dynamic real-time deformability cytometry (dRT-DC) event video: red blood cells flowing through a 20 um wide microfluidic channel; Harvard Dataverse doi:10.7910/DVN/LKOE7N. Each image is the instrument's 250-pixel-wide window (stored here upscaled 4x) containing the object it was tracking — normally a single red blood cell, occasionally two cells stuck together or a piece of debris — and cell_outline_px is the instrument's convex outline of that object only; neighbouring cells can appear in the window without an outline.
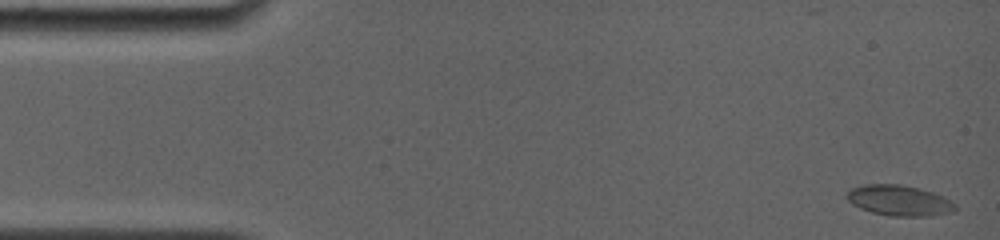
{"species": "common noctule bat (a hibernating species)", "species_latin": "Nyctalus noctula", "temperature_condition": "room temperature", "stored_images_in_passage": 16, "camera_frame_rate_fps": 4000, "um_per_image_px": 0.085, "animal": {"sex": "female", "body_mass_g": 19.0, "forearm_length_mm": 56.7}, "frame": {"image": 1, "passage_image": 1, "time_ms": 0.0, "image_size_px": [1000, 240], "cell_outline_px": [[956, 208], [952, 212], [932, 216], [892, 216], [872, 212], [860, 208], [852, 204], [844, 196], [848, 188], [864, 184], [900, 184], [920, 188], [944, 196], [956, 204]], "centroid_in_image_um": [76.4, 17.03], "position_along_channel_um": 8.6, "area_um2": 19.59}}
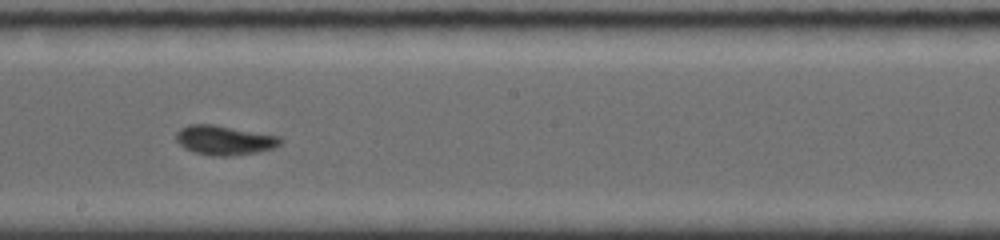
{"frame": {"image": 2, "passage_image": 10, "time_ms": 9.0, "image_size_px": [1000, 240], "cell_outline_px": [[284, 140], [280, 144], [272, 148], [256, 152], [228, 156], [216, 156], [196, 152], [184, 148], [176, 140], [176, 132], [180, 128], [188, 124], [212, 124], [280, 136]], "centroid_in_image_um": [19.06, 11.9], "position_along_channel_um": 229.1, "area_um2": 17.74}}
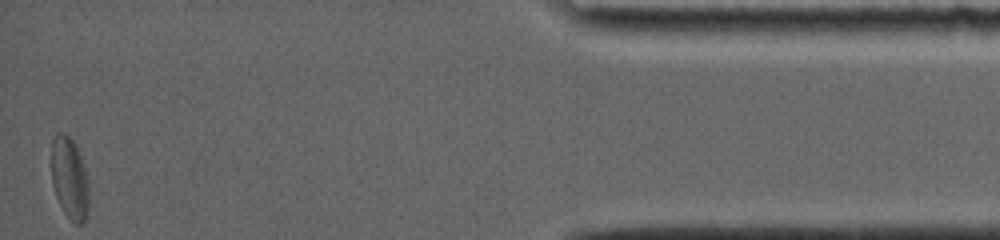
{"frame": {"image": 3, "passage_image": 16, "time_ms": 16.0, "image_size_px": [1000, 240], "cell_outline_px": [[88, 208], [84, 220], [80, 224], [76, 224], [64, 212], [56, 196], [52, 184], [52, 136], [56, 132], [64, 132], [76, 144], [88, 180]], "centroid_in_image_um": [5.9, 15.11], "position_along_channel_um": 429.3, "area_um2": 17.74}, "authors_computed_cell_mechanics": {"area_um2": 17.5423, "velocity_mm_per_s": 3.7778, "shape_relaxation_time_tau1_ms": 4.5172, "shape_relaxation_time_tau2_ms": 2.7301, "deformation_change_tau1": 0.1242, "deformation_change_tau2": 0.048}}